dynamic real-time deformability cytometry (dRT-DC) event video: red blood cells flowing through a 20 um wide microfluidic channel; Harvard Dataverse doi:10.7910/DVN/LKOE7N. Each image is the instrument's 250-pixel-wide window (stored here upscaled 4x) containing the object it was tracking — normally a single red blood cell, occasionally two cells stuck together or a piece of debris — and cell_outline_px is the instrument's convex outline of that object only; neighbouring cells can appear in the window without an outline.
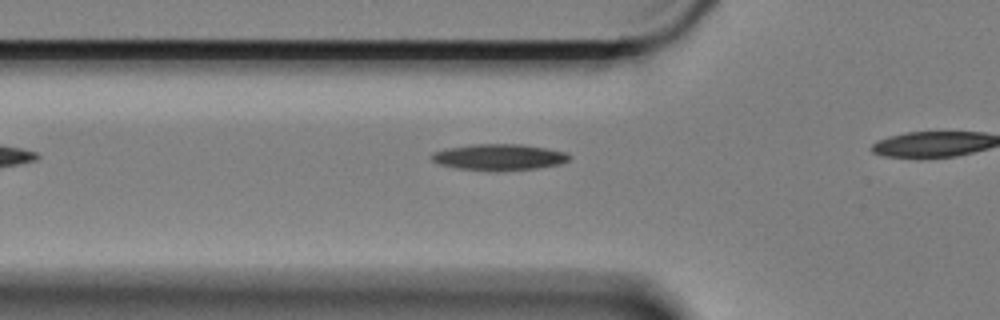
{"species": "Egyptian fruit bat (a non-hibernating species)", "species_latin": "Rousettus aegyptiacus", "temperature_condition": "cold", "stored_images_in_passage": 9, "camera_frame_rate_fps": 3000, "um_per_image_px": 0.085, "animal": {"sex": "female"}, "frame": {"image": 1, "passage_image": 3, "time_ms": 0.667, "image_size_px": [1000, 320], "cell_outline_px": [[572, 156], [568, 160], [560, 164], [536, 168], [500, 172], [488, 172], [456, 168], [440, 164], [432, 160], [432, 152], [448, 148], [476, 144], [520, 144], [544, 148], [564, 152]], "centroid_in_image_um": [42.4, 13.38], "position_along_channel_um": 83.4, "area_um2": 21.15}}
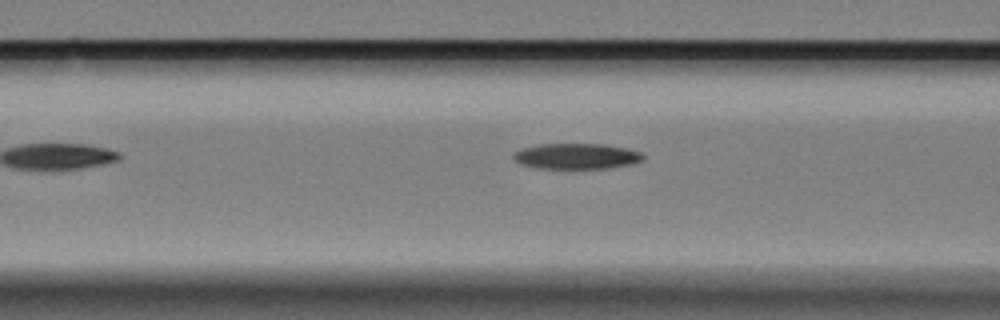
{"frame": {"image": 2, "passage_image": 6, "time_ms": 1.667, "image_size_px": [1000, 320], "cell_outline_px": [[644, 160], [632, 164], [608, 168], [536, 168], [524, 164], [516, 160], [512, 156], [516, 152], [524, 148], [540, 144], [604, 144], [628, 148], [640, 152], [644, 156]], "centroid_in_image_um": [49.07, 13.27], "position_along_channel_um": 117.5, "area_um2": 19.19}}